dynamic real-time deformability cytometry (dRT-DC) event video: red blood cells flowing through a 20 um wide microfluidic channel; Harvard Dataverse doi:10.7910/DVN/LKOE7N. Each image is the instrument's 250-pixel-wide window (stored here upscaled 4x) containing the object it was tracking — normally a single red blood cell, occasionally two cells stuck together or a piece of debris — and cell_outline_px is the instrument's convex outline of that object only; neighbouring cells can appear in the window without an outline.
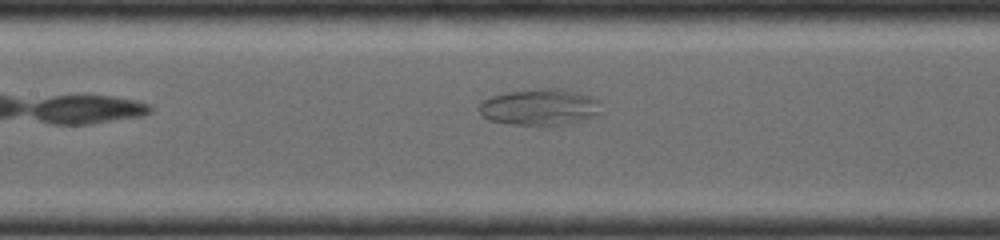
{"species": "common noctule bat (a hibernating species)", "species_latin": "Nyctalus noctula", "temperature_condition": "room temperature", "stored_images_in_passage": 51, "camera_frame_rate_fps": 4000, "um_per_image_px": 0.085, "animal": {"sex": "female", "body_mass_g": 19.0, "forearm_length_mm": 56.7}, "frame": {"image": 1, "passage_image": 13, "time_ms": 2.25, "image_size_px": [1000, 240], "cell_outline_px": [[600, 116], [552, 128], [508, 124], [488, 120], [480, 116], [480, 104], [484, 100], [492, 96], [504, 92], [536, 88], [560, 88], [576, 92], [600, 100]], "centroid_in_image_um": [45.9, 9.14], "position_along_channel_um": 161.5, "area_um2": 26.93}}
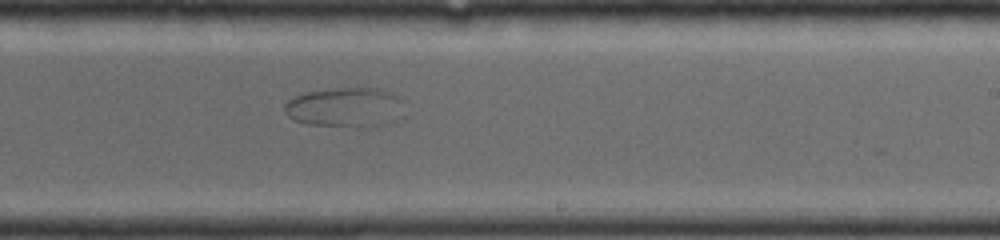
{"frame": {"image": 2, "passage_image": 25, "time_ms": 4.5, "image_size_px": [1000, 240], "cell_outline_px": [[396, 120], [388, 124], [368, 128], [356, 128], [308, 124], [296, 120], [288, 116], [284, 112], [284, 104], [288, 100], [304, 92], [340, 88], [376, 88], [392, 92], [396, 96]], "centroid_in_image_um": [29.23, 9.15], "position_along_channel_um": 259.8, "area_um2": 27.28}}
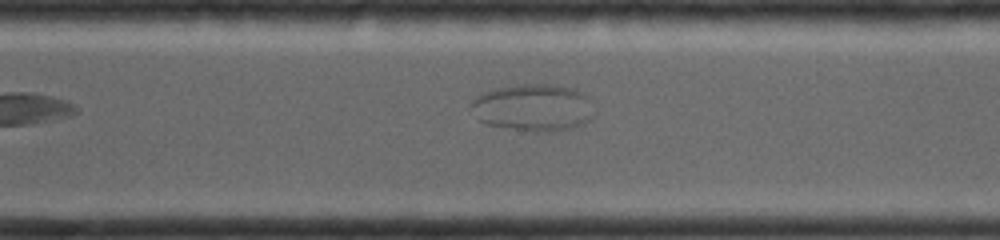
{"frame": {"image": 3, "passage_image": 33, "time_ms": 6.0, "image_size_px": [1000, 240], "cell_outline_px": [[596, 112], [584, 124], [572, 128], [552, 132], [536, 132], [488, 124], [476, 120], [472, 104], [472, 100], [476, 96], [484, 92], [496, 88], [516, 84], [552, 84], [568, 88], [580, 92], [588, 100]], "centroid_in_image_um": [45.32, 9.15], "position_along_channel_um": 325.3, "area_um2": 33.64}}